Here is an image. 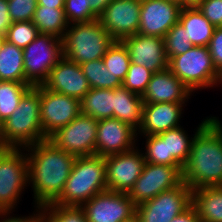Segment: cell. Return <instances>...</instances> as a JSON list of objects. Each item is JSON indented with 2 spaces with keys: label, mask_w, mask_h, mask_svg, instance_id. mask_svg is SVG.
I'll list each match as a JSON object with an SVG mask.
<instances>
[{
  "label": "cell",
  "mask_w": 222,
  "mask_h": 222,
  "mask_svg": "<svg viewBox=\"0 0 222 222\" xmlns=\"http://www.w3.org/2000/svg\"><path fill=\"white\" fill-rule=\"evenodd\" d=\"M168 68L192 94L198 89L219 85L220 73L207 46H193L186 53L173 56Z\"/></svg>",
  "instance_id": "8992f818"
},
{
  "label": "cell",
  "mask_w": 222,
  "mask_h": 222,
  "mask_svg": "<svg viewBox=\"0 0 222 222\" xmlns=\"http://www.w3.org/2000/svg\"><path fill=\"white\" fill-rule=\"evenodd\" d=\"M115 41L98 19L71 24L62 37L63 57L79 65L102 59Z\"/></svg>",
  "instance_id": "5b68a950"
},
{
  "label": "cell",
  "mask_w": 222,
  "mask_h": 222,
  "mask_svg": "<svg viewBox=\"0 0 222 222\" xmlns=\"http://www.w3.org/2000/svg\"><path fill=\"white\" fill-rule=\"evenodd\" d=\"M167 1L172 2V3H176L179 6H181L182 8L186 7V0H167Z\"/></svg>",
  "instance_id": "bcb514c9"
},
{
  "label": "cell",
  "mask_w": 222,
  "mask_h": 222,
  "mask_svg": "<svg viewBox=\"0 0 222 222\" xmlns=\"http://www.w3.org/2000/svg\"><path fill=\"white\" fill-rule=\"evenodd\" d=\"M181 9L167 0H141L138 34L164 38L179 21Z\"/></svg>",
  "instance_id": "e0dca14e"
},
{
  "label": "cell",
  "mask_w": 222,
  "mask_h": 222,
  "mask_svg": "<svg viewBox=\"0 0 222 222\" xmlns=\"http://www.w3.org/2000/svg\"><path fill=\"white\" fill-rule=\"evenodd\" d=\"M40 85L31 87L0 128L2 148H26L44 140L40 119Z\"/></svg>",
  "instance_id": "3957f363"
},
{
  "label": "cell",
  "mask_w": 222,
  "mask_h": 222,
  "mask_svg": "<svg viewBox=\"0 0 222 222\" xmlns=\"http://www.w3.org/2000/svg\"><path fill=\"white\" fill-rule=\"evenodd\" d=\"M4 40H5V36H1L0 35V49H1V46H2V44L4 42Z\"/></svg>",
  "instance_id": "681fc988"
},
{
  "label": "cell",
  "mask_w": 222,
  "mask_h": 222,
  "mask_svg": "<svg viewBox=\"0 0 222 222\" xmlns=\"http://www.w3.org/2000/svg\"><path fill=\"white\" fill-rule=\"evenodd\" d=\"M121 42L129 53L131 63L144 66L153 73L169 67L163 37L135 34Z\"/></svg>",
  "instance_id": "ac0fdd59"
},
{
  "label": "cell",
  "mask_w": 222,
  "mask_h": 222,
  "mask_svg": "<svg viewBox=\"0 0 222 222\" xmlns=\"http://www.w3.org/2000/svg\"><path fill=\"white\" fill-rule=\"evenodd\" d=\"M106 68L121 82L125 79L130 66V57L125 45L115 41L102 58Z\"/></svg>",
  "instance_id": "4dcf8cb0"
},
{
  "label": "cell",
  "mask_w": 222,
  "mask_h": 222,
  "mask_svg": "<svg viewBox=\"0 0 222 222\" xmlns=\"http://www.w3.org/2000/svg\"><path fill=\"white\" fill-rule=\"evenodd\" d=\"M32 22L37 27L39 34H50L60 39L69 26L64 9L40 5H37Z\"/></svg>",
  "instance_id": "4316f807"
},
{
  "label": "cell",
  "mask_w": 222,
  "mask_h": 222,
  "mask_svg": "<svg viewBox=\"0 0 222 222\" xmlns=\"http://www.w3.org/2000/svg\"><path fill=\"white\" fill-rule=\"evenodd\" d=\"M202 0H186V7L196 6Z\"/></svg>",
  "instance_id": "7dc6e473"
},
{
  "label": "cell",
  "mask_w": 222,
  "mask_h": 222,
  "mask_svg": "<svg viewBox=\"0 0 222 222\" xmlns=\"http://www.w3.org/2000/svg\"><path fill=\"white\" fill-rule=\"evenodd\" d=\"M39 35L37 27L32 21L14 22L5 35V40L24 49Z\"/></svg>",
  "instance_id": "836d02e7"
},
{
  "label": "cell",
  "mask_w": 222,
  "mask_h": 222,
  "mask_svg": "<svg viewBox=\"0 0 222 222\" xmlns=\"http://www.w3.org/2000/svg\"><path fill=\"white\" fill-rule=\"evenodd\" d=\"M164 41L169 60L173 56L186 53L193 47L191 42H188L186 31L179 21L167 32Z\"/></svg>",
  "instance_id": "e575fe53"
},
{
  "label": "cell",
  "mask_w": 222,
  "mask_h": 222,
  "mask_svg": "<svg viewBox=\"0 0 222 222\" xmlns=\"http://www.w3.org/2000/svg\"><path fill=\"white\" fill-rule=\"evenodd\" d=\"M38 5L44 7H55L57 9H64L65 0H37Z\"/></svg>",
  "instance_id": "f6af8a7d"
},
{
  "label": "cell",
  "mask_w": 222,
  "mask_h": 222,
  "mask_svg": "<svg viewBox=\"0 0 222 222\" xmlns=\"http://www.w3.org/2000/svg\"><path fill=\"white\" fill-rule=\"evenodd\" d=\"M208 49L212 57L213 64L217 71L222 73V26L216 27L208 44Z\"/></svg>",
  "instance_id": "ab89813d"
},
{
  "label": "cell",
  "mask_w": 222,
  "mask_h": 222,
  "mask_svg": "<svg viewBox=\"0 0 222 222\" xmlns=\"http://www.w3.org/2000/svg\"><path fill=\"white\" fill-rule=\"evenodd\" d=\"M114 89H90L80 100L81 114L95 119L113 118Z\"/></svg>",
  "instance_id": "d4e9b609"
},
{
  "label": "cell",
  "mask_w": 222,
  "mask_h": 222,
  "mask_svg": "<svg viewBox=\"0 0 222 222\" xmlns=\"http://www.w3.org/2000/svg\"><path fill=\"white\" fill-rule=\"evenodd\" d=\"M166 141L167 157H174L182 166L188 160L194 138L187 134L181 126L158 134ZM189 136V137H188Z\"/></svg>",
  "instance_id": "83f0119b"
},
{
  "label": "cell",
  "mask_w": 222,
  "mask_h": 222,
  "mask_svg": "<svg viewBox=\"0 0 222 222\" xmlns=\"http://www.w3.org/2000/svg\"><path fill=\"white\" fill-rule=\"evenodd\" d=\"M41 209L43 215L50 222H87L86 214L82 207L50 203L41 207Z\"/></svg>",
  "instance_id": "d6a6232c"
},
{
  "label": "cell",
  "mask_w": 222,
  "mask_h": 222,
  "mask_svg": "<svg viewBox=\"0 0 222 222\" xmlns=\"http://www.w3.org/2000/svg\"><path fill=\"white\" fill-rule=\"evenodd\" d=\"M82 208L87 222H128L136 216V205L124 192L105 190L94 195Z\"/></svg>",
  "instance_id": "4fadbf2b"
},
{
  "label": "cell",
  "mask_w": 222,
  "mask_h": 222,
  "mask_svg": "<svg viewBox=\"0 0 222 222\" xmlns=\"http://www.w3.org/2000/svg\"><path fill=\"white\" fill-rule=\"evenodd\" d=\"M64 13L69 25L88 23L98 19L91 11L88 0H65Z\"/></svg>",
  "instance_id": "8d00e7d4"
},
{
  "label": "cell",
  "mask_w": 222,
  "mask_h": 222,
  "mask_svg": "<svg viewBox=\"0 0 222 222\" xmlns=\"http://www.w3.org/2000/svg\"><path fill=\"white\" fill-rule=\"evenodd\" d=\"M152 75L153 72L144 66L130 63L127 75L122 81V86L129 91L142 96L148 83L150 82Z\"/></svg>",
  "instance_id": "d590c367"
},
{
  "label": "cell",
  "mask_w": 222,
  "mask_h": 222,
  "mask_svg": "<svg viewBox=\"0 0 222 222\" xmlns=\"http://www.w3.org/2000/svg\"><path fill=\"white\" fill-rule=\"evenodd\" d=\"M40 111L42 130L47 139L81 113L80 100L40 85Z\"/></svg>",
  "instance_id": "7c38bea8"
},
{
  "label": "cell",
  "mask_w": 222,
  "mask_h": 222,
  "mask_svg": "<svg viewBox=\"0 0 222 222\" xmlns=\"http://www.w3.org/2000/svg\"><path fill=\"white\" fill-rule=\"evenodd\" d=\"M192 205V189L181 182L177 187L158 194L136 206L139 222H171Z\"/></svg>",
  "instance_id": "9c48e42d"
},
{
  "label": "cell",
  "mask_w": 222,
  "mask_h": 222,
  "mask_svg": "<svg viewBox=\"0 0 222 222\" xmlns=\"http://www.w3.org/2000/svg\"><path fill=\"white\" fill-rule=\"evenodd\" d=\"M25 83L32 87L42 85L50 71L63 57L62 39L39 34L23 49Z\"/></svg>",
  "instance_id": "ba28073f"
},
{
  "label": "cell",
  "mask_w": 222,
  "mask_h": 222,
  "mask_svg": "<svg viewBox=\"0 0 222 222\" xmlns=\"http://www.w3.org/2000/svg\"><path fill=\"white\" fill-rule=\"evenodd\" d=\"M36 222H50L44 215H42Z\"/></svg>",
  "instance_id": "c3c4849f"
},
{
  "label": "cell",
  "mask_w": 222,
  "mask_h": 222,
  "mask_svg": "<svg viewBox=\"0 0 222 222\" xmlns=\"http://www.w3.org/2000/svg\"><path fill=\"white\" fill-rule=\"evenodd\" d=\"M191 95V91L167 68L153 73L142 100L144 104L187 103Z\"/></svg>",
  "instance_id": "ffe728a7"
},
{
  "label": "cell",
  "mask_w": 222,
  "mask_h": 222,
  "mask_svg": "<svg viewBox=\"0 0 222 222\" xmlns=\"http://www.w3.org/2000/svg\"><path fill=\"white\" fill-rule=\"evenodd\" d=\"M192 205L201 222H222V185L192 190Z\"/></svg>",
  "instance_id": "603a6c76"
},
{
  "label": "cell",
  "mask_w": 222,
  "mask_h": 222,
  "mask_svg": "<svg viewBox=\"0 0 222 222\" xmlns=\"http://www.w3.org/2000/svg\"><path fill=\"white\" fill-rule=\"evenodd\" d=\"M35 213L33 212V215L30 216H11L12 211H0V222H36L42 215V209L41 207L36 206ZM8 217V218H7ZM4 218V219H2Z\"/></svg>",
  "instance_id": "60d3db41"
},
{
  "label": "cell",
  "mask_w": 222,
  "mask_h": 222,
  "mask_svg": "<svg viewBox=\"0 0 222 222\" xmlns=\"http://www.w3.org/2000/svg\"><path fill=\"white\" fill-rule=\"evenodd\" d=\"M0 81L25 83L23 49L7 40L0 49Z\"/></svg>",
  "instance_id": "484cf974"
},
{
  "label": "cell",
  "mask_w": 222,
  "mask_h": 222,
  "mask_svg": "<svg viewBox=\"0 0 222 222\" xmlns=\"http://www.w3.org/2000/svg\"><path fill=\"white\" fill-rule=\"evenodd\" d=\"M128 222H139V220L136 218V216L133 218V219H131L130 221H128Z\"/></svg>",
  "instance_id": "f907efd6"
},
{
  "label": "cell",
  "mask_w": 222,
  "mask_h": 222,
  "mask_svg": "<svg viewBox=\"0 0 222 222\" xmlns=\"http://www.w3.org/2000/svg\"><path fill=\"white\" fill-rule=\"evenodd\" d=\"M141 0H112L98 17L104 29L116 40L138 34Z\"/></svg>",
  "instance_id": "9a60e30c"
},
{
  "label": "cell",
  "mask_w": 222,
  "mask_h": 222,
  "mask_svg": "<svg viewBox=\"0 0 222 222\" xmlns=\"http://www.w3.org/2000/svg\"><path fill=\"white\" fill-rule=\"evenodd\" d=\"M142 96L123 86L114 89L113 118L125 122L138 130L142 123Z\"/></svg>",
  "instance_id": "7402d4cb"
},
{
  "label": "cell",
  "mask_w": 222,
  "mask_h": 222,
  "mask_svg": "<svg viewBox=\"0 0 222 222\" xmlns=\"http://www.w3.org/2000/svg\"><path fill=\"white\" fill-rule=\"evenodd\" d=\"M98 119L79 114L48 139L63 151L75 157L95 155Z\"/></svg>",
  "instance_id": "30bf717a"
},
{
  "label": "cell",
  "mask_w": 222,
  "mask_h": 222,
  "mask_svg": "<svg viewBox=\"0 0 222 222\" xmlns=\"http://www.w3.org/2000/svg\"><path fill=\"white\" fill-rule=\"evenodd\" d=\"M146 139L145 162L168 166H182L174 157H167L166 141L159 135L144 136Z\"/></svg>",
  "instance_id": "1f68e13d"
},
{
  "label": "cell",
  "mask_w": 222,
  "mask_h": 222,
  "mask_svg": "<svg viewBox=\"0 0 222 222\" xmlns=\"http://www.w3.org/2000/svg\"><path fill=\"white\" fill-rule=\"evenodd\" d=\"M182 180L192 190L222 185V121L206 117L195 130Z\"/></svg>",
  "instance_id": "7a4b0ae2"
},
{
  "label": "cell",
  "mask_w": 222,
  "mask_h": 222,
  "mask_svg": "<svg viewBox=\"0 0 222 222\" xmlns=\"http://www.w3.org/2000/svg\"><path fill=\"white\" fill-rule=\"evenodd\" d=\"M143 152L137 146L130 151L104 157L107 190L124 193L131 190L145 164Z\"/></svg>",
  "instance_id": "5bb4252c"
},
{
  "label": "cell",
  "mask_w": 222,
  "mask_h": 222,
  "mask_svg": "<svg viewBox=\"0 0 222 222\" xmlns=\"http://www.w3.org/2000/svg\"><path fill=\"white\" fill-rule=\"evenodd\" d=\"M24 149L28 159V184L34 193V207L53 203L61 195L76 157L60 149L48 138Z\"/></svg>",
  "instance_id": "6da1fadb"
},
{
  "label": "cell",
  "mask_w": 222,
  "mask_h": 222,
  "mask_svg": "<svg viewBox=\"0 0 222 222\" xmlns=\"http://www.w3.org/2000/svg\"><path fill=\"white\" fill-rule=\"evenodd\" d=\"M219 84L222 85V73L220 74V80H219Z\"/></svg>",
  "instance_id": "816d5d0a"
},
{
  "label": "cell",
  "mask_w": 222,
  "mask_h": 222,
  "mask_svg": "<svg viewBox=\"0 0 222 222\" xmlns=\"http://www.w3.org/2000/svg\"><path fill=\"white\" fill-rule=\"evenodd\" d=\"M12 22L32 21L37 0H7Z\"/></svg>",
  "instance_id": "74e56055"
},
{
  "label": "cell",
  "mask_w": 222,
  "mask_h": 222,
  "mask_svg": "<svg viewBox=\"0 0 222 222\" xmlns=\"http://www.w3.org/2000/svg\"><path fill=\"white\" fill-rule=\"evenodd\" d=\"M46 89L78 100L90 90L87 78L79 64L62 57L42 84Z\"/></svg>",
  "instance_id": "d6986e66"
},
{
  "label": "cell",
  "mask_w": 222,
  "mask_h": 222,
  "mask_svg": "<svg viewBox=\"0 0 222 222\" xmlns=\"http://www.w3.org/2000/svg\"><path fill=\"white\" fill-rule=\"evenodd\" d=\"M171 222H201L196 209L191 205L187 210L177 215Z\"/></svg>",
  "instance_id": "7bdbcfd3"
},
{
  "label": "cell",
  "mask_w": 222,
  "mask_h": 222,
  "mask_svg": "<svg viewBox=\"0 0 222 222\" xmlns=\"http://www.w3.org/2000/svg\"><path fill=\"white\" fill-rule=\"evenodd\" d=\"M183 166H168L145 162L141 175L127 193L137 206L163 191L177 187L182 180Z\"/></svg>",
  "instance_id": "8fae6325"
},
{
  "label": "cell",
  "mask_w": 222,
  "mask_h": 222,
  "mask_svg": "<svg viewBox=\"0 0 222 222\" xmlns=\"http://www.w3.org/2000/svg\"><path fill=\"white\" fill-rule=\"evenodd\" d=\"M179 22L186 31L188 42H191L193 46H208L216 27L205 18L196 6L182 8Z\"/></svg>",
  "instance_id": "cb8c5ba5"
},
{
  "label": "cell",
  "mask_w": 222,
  "mask_h": 222,
  "mask_svg": "<svg viewBox=\"0 0 222 222\" xmlns=\"http://www.w3.org/2000/svg\"><path fill=\"white\" fill-rule=\"evenodd\" d=\"M32 86L14 81H0L1 127L19 106L20 99Z\"/></svg>",
  "instance_id": "f546056e"
},
{
  "label": "cell",
  "mask_w": 222,
  "mask_h": 222,
  "mask_svg": "<svg viewBox=\"0 0 222 222\" xmlns=\"http://www.w3.org/2000/svg\"><path fill=\"white\" fill-rule=\"evenodd\" d=\"M137 137L135 128L117 118L100 119L95 142V155L105 157L130 151L136 147Z\"/></svg>",
  "instance_id": "2e32d148"
},
{
  "label": "cell",
  "mask_w": 222,
  "mask_h": 222,
  "mask_svg": "<svg viewBox=\"0 0 222 222\" xmlns=\"http://www.w3.org/2000/svg\"><path fill=\"white\" fill-rule=\"evenodd\" d=\"M196 7L212 25L222 26V0H202Z\"/></svg>",
  "instance_id": "f35d334b"
},
{
  "label": "cell",
  "mask_w": 222,
  "mask_h": 222,
  "mask_svg": "<svg viewBox=\"0 0 222 222\" xmlns=\"http://www.w3.org/2000/svg\"><path fill=\"white\" fill-rule=\"evenodd\" d=\"M185 103H153L143 105L142 123L137 134L158 135L181 126L179 124Z\"/></svg>",
  "instance_id": "44dd1931"
},
{
  "label": "cell",
  "mask_w": 222,
  "mask_h": 222,
  "mask_svg": "<svg viewBox=\"0 0 222 222\" xmlns=\"http://www.w3.org/2000/svg\"><path fill=\"white\" fill-rule=\"evenodd\" d=\"M9 15L7 0H0V35L5 36L9 27L12 25Z\"/></svg>",
  "instance_id": "b9f144b4"
},
{
  "label": "cell",
  "mask_w": 222,
  "mask_h": 222,
  "mask_svg": "<svg viewBox=\"0 0 222 222\" xmlns=\"http://www.w3.org/2000/svg\"><path fill=\"white\" fill-rule=\"evenodd\" d=\"M112 0H88L91 11L99 17Z\"/></svg>",
  "instance_id": "ee69618b"
},
{
  "label": "cell",
  "mask_w": 222,
  "mask_h": 222,
  "mask_svg": "<svg viewBox=\"0 0 222 222\" xmlns=\"http://www.w3.org/2000/svg\"><path fill=\"white\" fill-rule=\"evenodd\" d=\"M107 190L106 163L103 156L76 157L61 195L53 202L82 207L89 199Z\"/></svg>",
  "instance_id": "277c9868"
},
{
  "label": "cell",
  "mask_w": 222,
  "mask_h": 222,
  "mask_svg": "<svg viewBox=\"0 0 222 222\" xmlns=\"http://www.w3.org/2000/svg\"><path fill=\"white\" fill-rule=\"evenodd\" d=\"M90 89H115L122 86V82L108 71L102 59L80 64Z\"/></svg>",
  "instance_id": "f1b7e54d"
},
{
  "label": "cell",
  "mask_w": 222,
  "mask_h": 222,
  "mask_svg": "<svg viewBox=\"0 0 222 222\" xmlns=\"http://www.w3.org/2000/svg\"><path fill=\"white\" fill-rule=\"evenodd\" d=\"M27 173L28 159L24 148L0 149V211L13 212L16 208L28 184Z\"/></svg>",
  "instance_id": "52a82bcc"
}]
</instances>
